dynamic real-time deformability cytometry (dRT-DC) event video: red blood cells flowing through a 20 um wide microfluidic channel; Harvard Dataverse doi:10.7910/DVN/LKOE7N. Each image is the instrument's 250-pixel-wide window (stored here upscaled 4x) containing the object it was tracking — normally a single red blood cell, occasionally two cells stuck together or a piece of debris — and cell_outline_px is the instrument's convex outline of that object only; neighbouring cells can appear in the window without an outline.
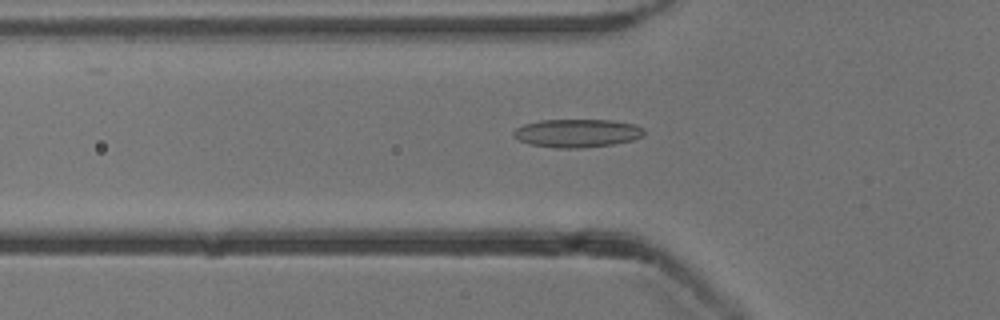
{"species": "common noctule bat (a hibernating species)", "species_latin": "Nyctalus noctula", "temperature_condition": "cold", "stored_images_in_passage": 43, "camera_frame_rate_fps": 3000, "um_per_image_px": 0.085, "animal": {"sex": "male", "body_mass_g": 13.3}, "frame": {"image": 1, "passage_image": 9, "time_ms": 2.667, "image_size_px": [1000, 320], "cell_outline_px": [[644, 136], [632, 140], [612, 144], [580, 148], [556, 148], [532, 144], [520, 140], [512, 136], [512, 132], [516, 128], [524, 124], [540, 120], [612, 120], [636, 124], [644, 128]], "centroid_in_image_um": [49.07, 11.31], "position_along_channel_um": 76.7, "area_um2": 21.5}}
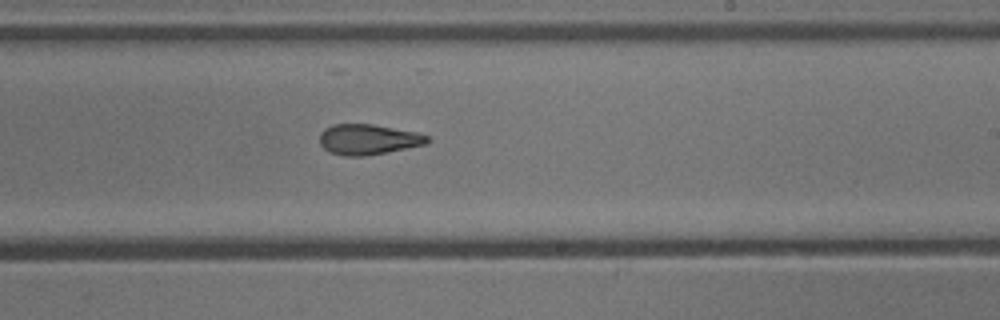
{"frame": {"image": 2, "passage_image": 23, "time_ms": 7.333, "image_size_px": [1000, 320], "cell_outline_px": [[432, 140], [424, 144], [364, 156], [344, 156], [328, 152], [320, 144], [320, 132], [324, 128], [332, 124], [372, 124], [420, 132], [428, 136]], "centroid_in_image_um": [31.27, 11.83], "position_along_channel_um": 257.7, "area_um2": 19.13}}
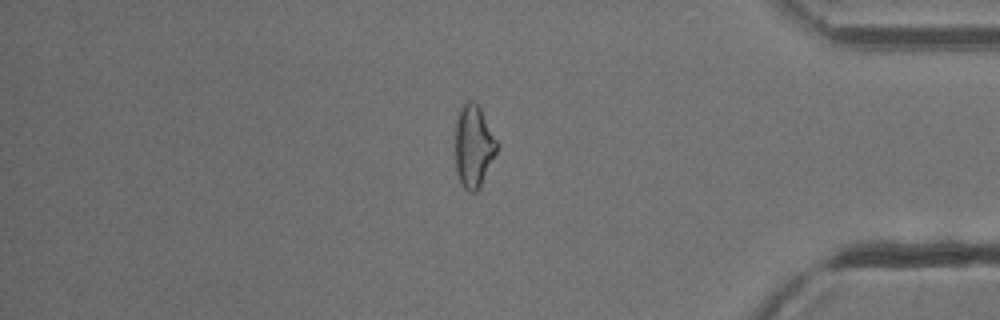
{"frame": {"image": 3, "passage_image": 36, "time_ms": 11.667, "image_size_px": [1000, 320], "cell_outline_px": [[496, 152], [480, 188], [476, 192], [468, 192], [460, 184], [456, 172], [456, 120], [460, 108], [468, 100], [472, 100], [480, 108], [496, 140]], "centroid_in_image_um": [40.23, 12.47], "position_along_channel_um": 395.0, "area_um2": 19.71}, "authors_computed_cell_mechanics": {"area_um2": 19.7098, "velocity_mm_per_s": 3.8519, "shape_relaxation_time_tau1_ms": null, "shape_relaxation_time_tau2_ms": 3.3149, "deformation_change_tau1": null, "deformation_change_tau2": 0.1087}}